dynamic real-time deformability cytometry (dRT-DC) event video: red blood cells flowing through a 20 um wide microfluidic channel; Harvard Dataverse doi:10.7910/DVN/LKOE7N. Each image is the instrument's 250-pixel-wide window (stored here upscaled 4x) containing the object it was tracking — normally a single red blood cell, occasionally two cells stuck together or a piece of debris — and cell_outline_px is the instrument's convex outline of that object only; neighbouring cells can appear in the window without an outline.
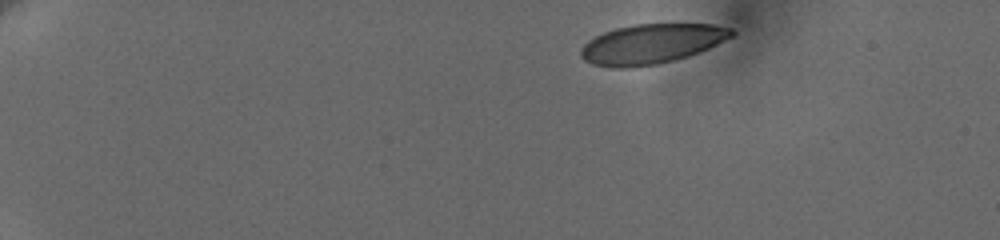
{"species": "human", "species_latin": "Homo sapiens", "temperature_condition": "cold", "stored_images_in_passage": 46, "camera_frame_rate_fps": 3000, "um_per_image_px": 0.085, "donor": {"sex": "female"}, "frame": {"image": 1, "passage_image": 1, "time_ms": 0.0, "image_size_px": [1000, 240], "cell_outline_px": [[736, 32], [732, 36], [708, 48], [688, 56], [656, 64], [624, 68], [616, 68], [592, 64], [584, 60], [580, 56], [580, 48], [588, 40], [604, 32], [616, 28], [632, 24], [712, 24], [732, 28]], "centroid_in_image_um": [55.35, 3.72], "position_along_channel_um": 29.6, "area_um2": 34.74}}
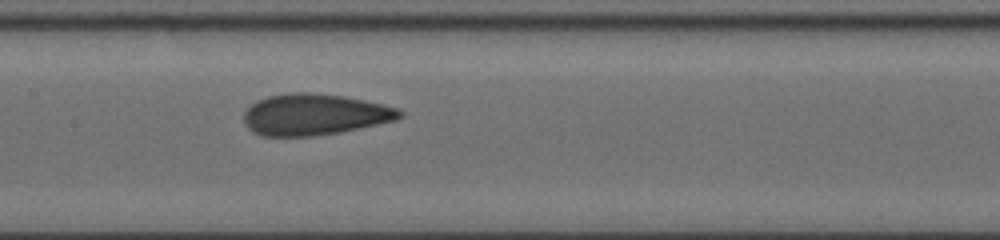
{"frame": {"image": 2, "passage_image": 20, "time_ms": 7.333, "image_size_px": [1000, 240], "cell_outline_px": [[404, 116], [396, 120], [340, 132], [312, 136], [264, 136], [252, 132], [244, 124], [244, 112], [256, 100], [268, 96], [292, 92], [308, 92], [344, 96], [384, 104], [396, 108], [404, 112]], "centroid_in_image_um": [26.73, 9.73], "position_along_channel_um": 180.7, "area_um2": 37.57}}
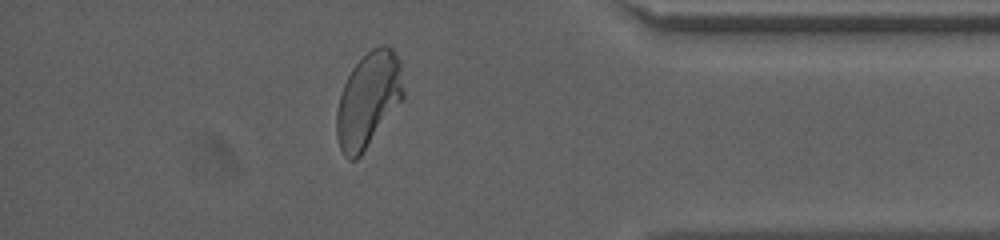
{"frame": {"image": 3, "passage_image": 40, "time_ms": 14.0, "image_size_px": [1000, 240], "cell_outline_px": [[404, 96], [360, 156], [356, 160], [348, 160], [344, 156], [340, 148], [336, 136], [336, 112], [340, 96], [344, 84], [352, 68], [372, 48], [380, 44], [388, 44], [392, 48], [400, 60], [404, 92]], "centroid_in_image_um": [31.3, 8.46], "position_along_channel_um": 403.9, "area_um2": 36.7}, "authors_computed_cell_mechanics": {"area_um2": 36.8764, "velocity_mm_per_s": 3.6271, "shape_relaxation_time_tau1_ms": 4.9614, "shape_relaxation_time_tau2_ms": 0.7694, "deformation_change_tau1": 0.1528, "deformation_change_tau2": 0.0565}}